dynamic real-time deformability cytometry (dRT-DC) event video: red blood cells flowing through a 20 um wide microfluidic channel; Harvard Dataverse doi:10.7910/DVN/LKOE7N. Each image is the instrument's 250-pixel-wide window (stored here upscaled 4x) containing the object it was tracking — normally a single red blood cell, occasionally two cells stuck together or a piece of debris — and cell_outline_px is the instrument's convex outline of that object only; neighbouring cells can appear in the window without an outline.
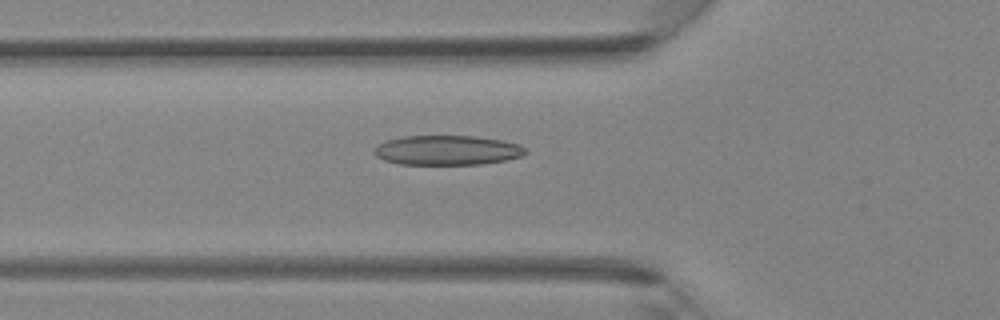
{"species": "Egyptian fruit bat (a non-hibernating species)", "species_latin": "Rousettus aegyptiacus", "temperature_condition": "room temperature", "stored_images_in_passage": 41, "camera_frame_rate_fps": 3000, "um_per_image_px": 0.085, "animal": {"sex": "female"}, "frame": {"image": 1, "passage_image": 13, "time_ms": 4.0, "image_size_px": [1000, 320], "cell_outline_px": [[528, 152], [520, 156], [508, 160], [480, 164], [400, 164], [384, 160], [376, 156], [372, 152], [380, 144], [388, 140], [404, 136], [476, 136], [500, 140], [520, 144]], "centroid_in_image_um": [38.03, 12.77], "position_along_channel_um": 87.8, "area_um2": 26.01}}
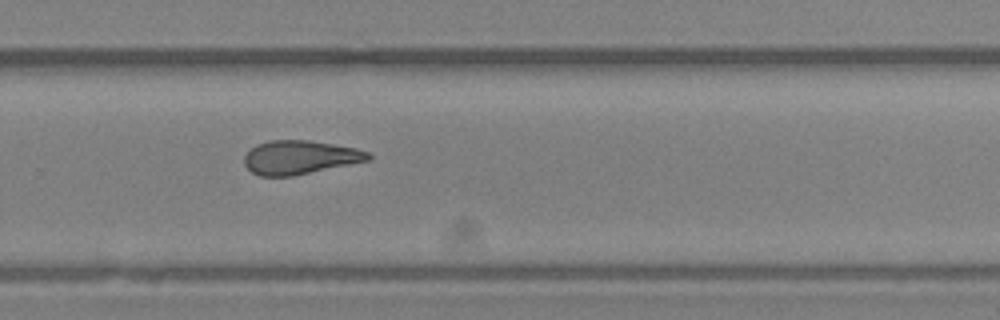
{"frame": {"image": 2, "passage_image": 27, "time_ms": 8.667, "image_size_px": [1000, 320], "cell_outline_px": [[372, 160], [292, 176], [260, 176], [252, 172], [244, 164], [244, 156], [256, 144], [268, 140], [308, 140], [356, 148], [368, 152], [372, 156]], "centroid_in_image_um": [25.5, 13.37], "position_along_channel_um": 304.3, "area_um2": 24.39}}
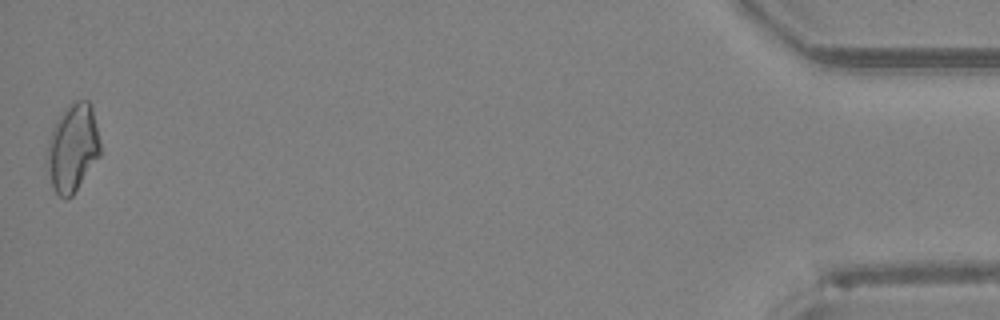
{"frame": {"image": 3, "passage_image": 41, "time_ms": 13.333, "image_size_px": [1000, 320], "cell_outline_px": [[100, 156], [72, 196], [68, 200], [64, 200], [52, 188], [44, 164], [44, 156], [48, 140], [52, 128], [56, 120], [76, 100], [88, 100], [92, 108], [100, 144]], "centroid_in_image_um": [6.12, 12.64], "position_along_channel_um": 429.1, "area_um2": 27.51}}